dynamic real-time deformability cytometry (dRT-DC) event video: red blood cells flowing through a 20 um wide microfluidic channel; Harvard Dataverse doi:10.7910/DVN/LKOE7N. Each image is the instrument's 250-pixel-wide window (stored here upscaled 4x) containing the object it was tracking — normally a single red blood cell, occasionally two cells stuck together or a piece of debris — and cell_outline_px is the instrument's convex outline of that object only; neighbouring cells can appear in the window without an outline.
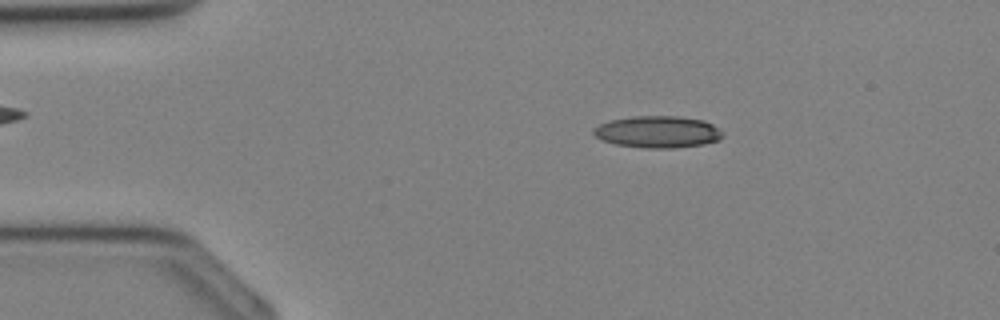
{"species": "Egyptian fruit bat (a non-hibernating species)", "species_latin": "Rousettus aegyptiacus", "temperature_condition": "cold", "stored_images_in_passage": 34, "camera_frame_rate_fps": 3000, "um_per_image_px": 0.085, "animal": {"sex": "female"}, "frame": {"image": 1, "passage_image": 6, "time_ms": 1.667, "image_size_px": [1000, 320], "cell_outline_px": [[724, 136], [720, 140], [704, 144], [676, 148], [644, 148], [616, 144], [604, 140], [596, 136], [592, 132], [592, 128], [608, 120], [632, 116], [680, 116], [704, 120], [720, 128], [724, 132]], "centroid_in_image_um": [55.95, 11.2], "position_along_channel_um": 29.0, "area_um2": 24.28}}
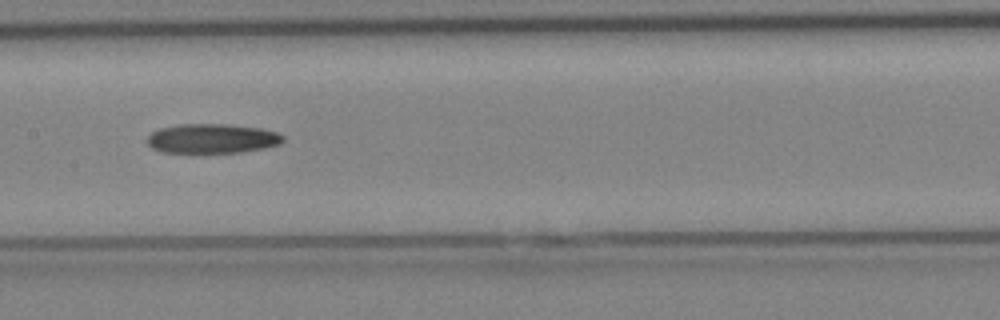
{"frame": {"image": 2, "passage_image": 17, "time_ms": 5.333, "image_size_px": [1000, 320], "cell_outline_px": [[284, 140], [280, 144], [264, 148], [240, 152], [160, 152], [152, 148], [148, 144], [148, 136], [152, 132], [160, 128], [180, 124], [228, 124], [260, 128], [276, 132], [284, 136]], "centroid_in_image_um": [18.04, 11.77], "position_along_channel_um": 189.4, "area_um2": 23.24}}
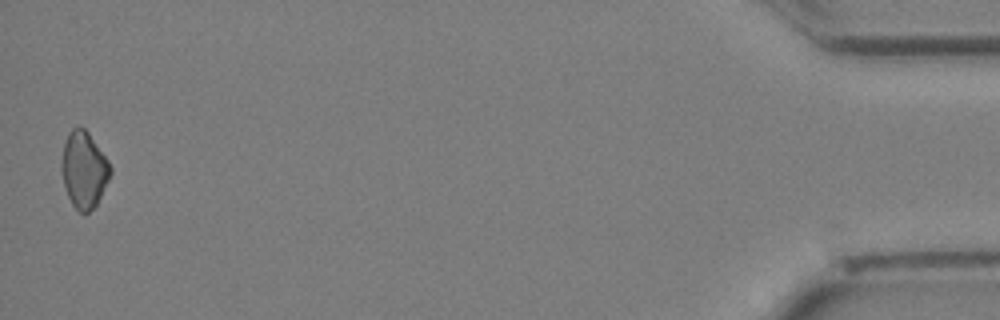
{"frame": {"image": 3, "passage_image": 34, "time_ms": 11.0, "image_size_px": [1000, 320], "cell_outline_px": [[112, 172], [96, 204], [84, 216], [72, 204], [68, 196], [64, 184], [60, 168], [60, 164], [64, 144], [68, 132], [72, 128], [84, 128], [88, 132], [108, 160], [112, 168]], "centroid_in_image_um": [7.12, 14.43], "position_along_channel_um": 428.1, "area_um2": 21.62}}